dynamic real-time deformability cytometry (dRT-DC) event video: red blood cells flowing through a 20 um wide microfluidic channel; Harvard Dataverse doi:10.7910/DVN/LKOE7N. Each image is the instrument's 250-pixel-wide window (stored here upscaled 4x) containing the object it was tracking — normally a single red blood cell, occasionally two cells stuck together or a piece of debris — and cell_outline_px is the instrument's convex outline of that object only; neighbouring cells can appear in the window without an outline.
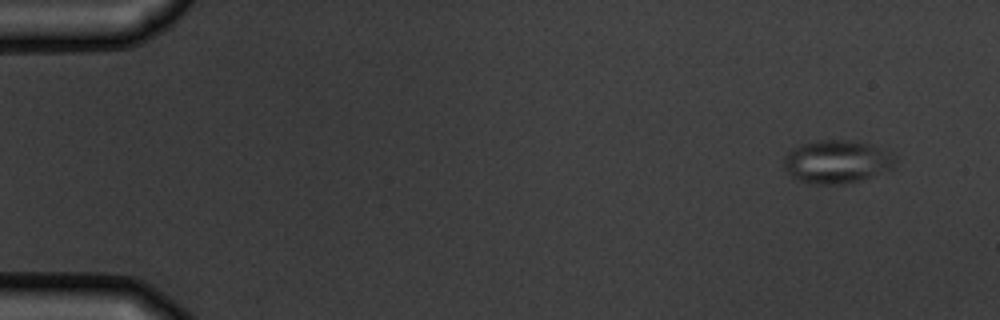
{"species": "common noctule bat (a hibernating species)", "species_latin": "Nyctalus noctula", "temperature_condition": "warm", "stored_images_in_passage": 10, "camera_frame_rate_fps": 3000, "um_per_image_px": 0.085, "animal": {"sex": "male", "body_mass_g": 19.5, "forearm_length_mm": 54.6}, "frame": {"image": 1, "passage_image": 1, "time_ms": 0.0, "image_size_px": [1000, 320], "cell_outline_px": [[900, 156], [892, 168], [860, 180], [844, 184], [808, 184], [792, 176], [784, 168], [784, 156], [792, 148], [816, 140], [852, 140], [868, 144], [892, 152]], "centroid_in_image_um": [71.16, 13.74], "position_along_channel_um": 13.8, "area_um2": 28.09}}
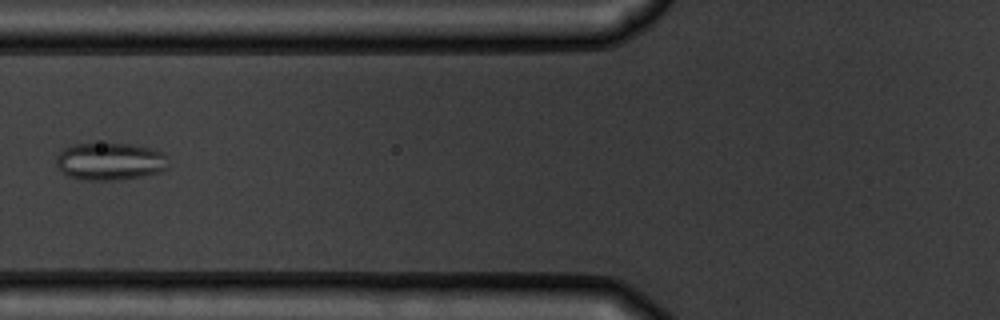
{"frame": {"image": 2, "passage_image": 6, "time_ms": 6.0, "image_size_px": [1000, 320], "cell_outline_px": [[168, 168], [160, 172], [144, 176], [116, 180], [84, 180], [68, 176], [56, 164], [56, 156], [64, 148], [72, 144], [128, 144], [152, 148], [160, 152], [164, 156]], "centroid_in_image_um": [9.33, 13.73], "position_along_channel_um": 116.5, "area_um2": 24.28}}
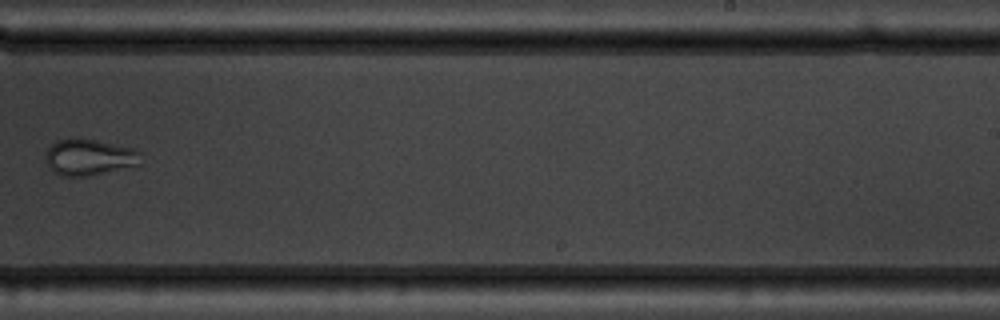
{"frame": {"image": 3, "passage_image": 10, "time_ms": 10.333, "image_size_px": [1000, 320], "cell_outline_px": [[140, 164], [136, 168], [88, 176], [60, 176], [52, 172], [44, 160], [44, 152], [56, 140], [72, 136], [80, 136], [136, 148], [140, 152]], "centroid_in_image_um": [7.59, 13.35], "position_along_channel_um": 281.4, "area_um2": 21.44}}